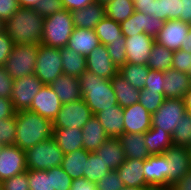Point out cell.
Wrapping results in <instances>:
<instances>
[{
    "label": "cell",
    "instance_id": "obj_10",
    "mask_svg": "<svg viewBox=\"0 0 191 190\" xmlns=\"http://www.w3.org/2000/svg\"><path fill=\"white\" fill-rule=\"evenodd\" d=\"M43 85L35 74L15 79L10 96L14 110H28Z\"/></svg>",
    "mask_w": 191,
    "mask_h": 190
},
{
    "label": "cell",
    "instance_id": "obj_43",
    "mask_svg": "<svg viewBox=\"0 0 191 190\" xmlns=\"http://www.w3.org/2000/svg\"><path fill=\"white\" fill-rule=\"evenodd\" d=\"M16 131V113L12 117L0 119V144L15 145Z\"/></svg>",
    "mask_w": 191,
    "mask_h": 190
},
{
    "label": "cell",
    "instance_id": "obj_53",
    "mask_svg": "<svg viewBox=\"0 0 191 190\" xmlns=\"http://www.w3.org/2000/svg\"><path fill=\"white\" fill-rule=\"evenodd\" d=\"M19 8L16 0H0V19L6 22Z\"/></svg>",
    "mask_w": 191,
    "mask_h": 190
},
{
    "label": "cell",
    "instance_id": "obj_1",
    "mask_svg": "<svg viewBox=\"0 0 191 190\" xmlns=\"http://www.w3.org/2000/svg\"><path fill=\"white\" fill-rule=\"evenodd\" d=\"M44 17L34 9L19 8L6 22L13 44H42Z\"/></svg>",
    "mask_w": 191,
    "mask_h": 190
},
{
    "label": "cell",
    "instance_id": "obj_30",
    "mask_svg": "<svg viewBox=\"0 0 191 190\" xmlns=\"http://www.w3.org/2000/svg\"><path fill=\"white\" fill-rule=\"evenodd\" d=\"M89 153L90 151H86L84 148H82L64 154V159L61 163V168L72 179H78L80 177H84V172H86V163L88 160Z\"/></svg>",
    "mask_w": 191,
    "mask_h": 190
},
{
    "label": "cell",
    "instance_id": "obj_32",
    "mask_svg": "<svg viewBox=\"0 0 191 190\" xmlns=\"http://www.w3.org/2000/svg\"><path fill=\"white\" fill-rule=\"evenodd\" d=\"M63 74L79 78L86 71V57L65 46L60 48Z\"/></svg>",
    "mask_w": 191,
    "mask_h": 190
},
{
    "label": "cell",
    "instance_id": "obj_57",
    "mask_svg": "<svg viewBox=\"0 0 191 190\" xmlns=\"http://www.w3.org/2000/svg\"><path fill=\"white\" fill-rule=\"evenodd\" d=\"M70 190H97L96 184L87 180L85 177L72 180Z\"/></svg>",
    "mask_w": 191,
    "mask_h": 190
},
{
    "label": "cell",
    "instance_id": "obj_7",
    "mask_svg": "<svg viewBox=\"0 0 191 190\" xmlns=\"http://www.w3.org/2000/svg\"><path fill=\"white\" fill-rule=\"evenodd\" d=\"M63 74L60 49L39 44L35 75L44 84L50 85Z\"/></svg>",
    "mask_w": 191,
    "mask_h": 190
},
{
    "label": "cell",
    "instance_id": "obj_17",
    "mask_svg": "<svg viewBox=\"0 0 191 190\" xmlns=\"http://www.w3.org/2000/svg\"><path fill=\"white\" fill-rule=\"evenodd\" d=\"M127 63L146 65L155 39L145 33L125 37Z\"/></svg>",
    "mask_w": 191,
    "mask_h": 190
},
{
    "label": "cell",
    "instance_id": "obj_14",
    "mask_svg": "<svg viewBox=\"0 0 191 190\" xmlns=\"http://www.w3.org/2000/svg\"><path fill=\"white\" fill-rule=\"evenodd\" d=\"M190 28L191 24L181 20H168L164 23L155 41L165 46L167 49L173 51L179 50Z\"/></svg>",
    "mask_w": 191,
    "mask_h": 190
},
{
    "label": "cell",
    "instance_id": "obj_37",
    "mask_svg": "<svg viewBox=\"0 0 191 190\" xmlns=\"http://www.w3.org/2000/svg\"><path fill=\"white\" fill-rule=\"evenodd\" d=\"M104 7L106 17L120 24L135 12L133 0H110Z\"/></svg>",
    "mask_w": 191,
    "mask_h": 190
},
{
    "label": "cell",
    "instance_id": "obj_48",
    "mask_svg": "<svg viewBox=\"0 0 191 190\" xmlns=\"http://www.w3.org/2000/svg\"><path fill=\"white\" fill-rule=\"evenodd\" d=\"M3 190H30L27 171L8 178L0 183Z\"/></svg>",
    "mask_w": 191,
    "mask_h": 190
},
{
    "label": "cell",
    "instance_id": "obj_4",
    "mask_svg": "<svg viewBox=\"0 0 191 190\" xmlns=\"http://www.w3.org/2000/svg\"><path fill=\"white\" fill-rule=\"evenodd\" d=\"M73 30L72 14L66 9L44 17L42 44L63 48L68 45Z\"/></svg>",
    "mask_w": 191,
    "mask_h": 190
},
{
    "label": "cell",
    "instance_id": "obj_45",
    "mask_svg": "<svg viewBox=\"0 0 191 190\" xmlns=\"http://www.w3.org/2000/svg\"><path fill=\"white\" fill-rule=\"evenodd\" d=\"M97 190H121L124 187L122 180L116 170H112L105 174L96 183Z\"/></svg>",
    "mask_w": 191,
    "mask_h": 190
},
{
    "label": "cell",
    "instance_id": "obj_39",
    "mask_svg": "<svg viewBox=\"0 0 191 190\" xmlns=\"http://www.w3.org/2000/svg\"><path fill=\"white\" fill-rule=\"evenodd\" d=\"M110 171V168L105 166V162L102 160L101 156L97 155L95 152L89 153L86 163V172H84V177L87 180L96 183Z\"/></svg>",
    "mask_w": 191,
    "mask_h": 190
},
{
    "label": "cell",
    "instance_id": "obj_26",
    "mask_svg": "<svg viewBox=\"0 0 191 190\" xmlns=\"http://www.w3.org/2000/svg\"><path fill=\"white\" fill-rule=\"evenodd\" d=\"M95 153L101 156L105 166L110 170H117L126 160V156L118 138H108Z\"/></svg>",
    "mask_w": 191,
    "mask_h": 190
},
{
    "label": "cell",
    "instance_id": "obj_44",
    "mask_svg": "<svg viewBox=\"0 0 191 190\" xmlns=\"http://www.w3.org/2000/svg\"><path fill=\"white\" fill-rule=\"evenodd\" d=\"M106 48L111 60L117 68L127 63L125 41L112 42V44L106 45Z\"/></svg>",
    "mask_w": 191,
    "mask_h": 190
},
{
    "label": "cell",
    "instance_id": "obj_29",
    "mask_svg": "<svg viewBox=\"0 0 191 190\" xmlns=\"http://www.w3.org/2000/svg\"><path fill=\"white\" fill-rule=\"evenodd\" d=\"M82 134L83 148L90 152H95L109 138L95 115L83 126Z\"/></svg>",
    "mask_w": 191,
    "mask_h": 190
},
{
    "label": "cell",
    "instance_id": "obj_18",
    "mask_svg": "<svg viewBox=\"0 0 191 190\" xmlns=\"http://www.w3.org/2000/svg\"><path fill=\"white\" fill-rule=\"evenodd\" d=\"M123 116L124 133L145 134L151 128L152 115L140 103L124 107Z\"/></svg>",
    "mask_w": 191,
    "mask_h": 190
},
{
    "label": "cell",
    "instance_id": "obj_25",
    "mask_svg": "<svg viewBox=\"0 0 191 190\" xmlns=\"http://www.w3.org/2000/svg\"><path fill=\"white\" fill-rule=\"evenodd\" d=\"M99 45L100 42L94 29L74 28L67 47L87 57Z\"/></svg>",
    "mask_w": 191,
    "mask_h": 190
},
{
    "label": "cell",
    "instance_id": "obj_64",
    "mask_svg": "<svg viewBox=\"0 0 191 190\" xmlns=\"http://www.w3.org/2000/svg\"><path fill=\"white\" fill-rule=\"evenodd\" d=\"M121 190H147V187H127V186H124Z\"/></svg>",
    "mask_w": 191,
    "mask_h": 190
},
{
    "label": "cell",
    "instance_id": "obj_62",
    "mask_svg": "<svg viewBox=\"0 0 191 190\" xmlns=\"http://www.w3.org/2000/svg\"><path fill=\"white\" fill-rule=\"evenodd\" d=\"M185 41L182 43L181 50L191 53V28L189 33L184 39Z\"/></svg>",
    "mask_w": 191,
    "mask_h": 190
},
{
    "label": "cell",
    "instance_id": "obj_5",
    "mask_svg": "<svg viewBox=\"0 0 191 190\" xmlns=\"http://www.w3.org/2000/svg\"><path fill=\"white\" fill-rule=\"evenodd\" d=\"M28 170H50L61 166L64 154L53 137L25 151Z\"/></svg>",
    "mask_w": 191,
    "mask_h": 190
},
{
    "label": "cell",
    "instance_id": "obj_54",
    "mask_svg": "<svg viewBox=\"0 0 191 190\" xmlns=\"http://www.w3.org/2000/svg\"><path fill=\"white\" fill-rule=\"evenodd\" d=\"M15 113L11 99L0 97V119L12 117Z\"/></svg>",
    "mask_w": 191,
    "mask_h": 190
},
{
    "label": "cell",
    "instance_id": "obj_21",
    "mask_svg": "<svg viewBox=\"0 0 191 190\" xmlns=\"http://www.w3.org/2000/svg\"><path fill=\"white\" fill-rule=\"evenodd\" d=\"M124 108L118 104L95 114V117L103 126L106 135L110 138H118L124 134Z\"/></svg>",
    "mask_w": 191,
    "mask_h": 190
},
{
    "label": "cell",
    "instance_id": "obj_51",
    "mask_svg": "<svg viewBox=\"0 0 191 190\" xmlns=\"http://www.w3.org/2000/svg\"><path fill=\"white\" fill-rule=\"evenodd\" d=\"M14 46L12 39L5 31L0 34V67H3L9 58L12 47Z\"/></svg>",
    "mask_w": 191,
    "mask_h": 190
},
{
    "label": "cell",
    "instance_id": "obj_16",
    "mask_svg": "<svg viewBox=\"0 0 191 190\" xmlns=\"http://www.w3.org/2000/svg\"><path fill=\"white\" fill-rule=\"evenodd\" d=\"M62 105V102L51 87L49 85H43L40 91L35 95L28 110L53 122L57 113L62 108Z\"/></svg>",
    "mask_w": 191,
    "mask_h": 190
},
{
    "label": "cell",
    "instance_id": "obj_66",
    "mask_svg": "<svg viewBox=\"0 0 191 190\" xmlns=\"http://www.w3.org/2000/svg\"><path fill=\"white\" fill-rule=\"evenodd\" d=\"M108 1H110V0H96V2H99V3H102V4H105Z\"/></svg>",
    "mask_w": 191,
    "mask_h": 190
},
{
    "label": "cell",
    "instance_id": "obj_40",
    "mask_svg": "<svg viewBox=\"0 0 191 190\" xmlns=\"http://www.w3.org/2000/svg\"><path fill=\"white\" fill-rule=\"evenodd\" d=\"M173 145L191 146V113L186 112L172 133Z\"/></svg>",
    "mask_w": 191,
    "mask_h": 190
},
{
    "label": "cell",
    "instance_id": "obj_28",
    "mask_svg": "<svg viewBox=\"0 0 191 190\" xmlns=\"http://www.w3.org/2000/svg\"><path fill=\"white\" fill-rule=\"evenodd\" d=\"M53 138L59 145L63 154L83 148L82 129L79 128H53Z\"/></svg>",
    "mask_w": 191,
    "mask_h": 190
},
{
    "label": "cell",
    "instance_id": "obj_52",
    "mask_svg": "<svg viewBox=\"0 0 191 190\" xmlns=\"http://www.w3.org/2000/svg\"><path fill=\"white\" fill-rule=\"evenodd\" d=\"M14 79L5 71L4 67H0V97L9 98L13 89Z\"/></svg>",
    "mask_w": 191,
    "mask_h": 190
},
{
    "label": "cell",
    "instance_id": "obj_23",
    "mask_svg": "<svg viewBox=\"0 0 191 190\" xmlns=\"http://www.w3.org/2000/svg\"><path fill=\"white\" fill-rule=\"evenodd\" d=\"M62 104L78 101L82 98L79 78L62 74L50 85Z\"/></svg>",
    "mask_w": 191,
    "mask_h": 190
},
{
    "label": "cell",
    "instance_id": "obj_49",
    "mask_svg": "<svg viewBox=\"0 0 191 190\" xmlns=\"http://www.w3.org/2000/svg\"><path fill=\"white\" fill-rule=\"evenodd\" d=\"M63 9L62 0H41L34 10L41 16L47 17Z\"/></svg>",
    "mask_w": 191,
    "mask_h": 190
},
{
    "label": "cell",
    "instance_id": "obj_55",
    "mask_svg": "<svg viewBox=\"0 0 191 190\" xmlns=\"http://www.w3.org/2000/svg\"><path fill=\"white\" fill-rule=\"evenodd\" d=\"M135 11L153 16L154 0H133Z\"/></svg>",
    "mask_w": 191,
    "mask_h": 190
},
{
    "label": "cell",
    "instance_id": "obj_50",
    "mask_svg": "<svg viewBox=\"0 0 191 190\" xmlns=\"http://www.w3.org/2000/svg\"><path fill=\"white\" fill-rule=\"evenodd\" d=\"M164 72L163 71H156V70H149L147 80L145 81L144 88L158 93H163L164 87Z\"/></svg>",
    "mask_w": 191,
    "mask_h": 190
},
{
    "label": "cell",
    "instance_id": "obj_33",
    "mask_svg": "<svg viewBox=\"0 0 191 190\" xmlns=\"http://www.w3.org/2000/svg\"><path fill=\"white\" fill-rule=\"evenodd\" d=\"M144 142L151 155L163 154L173 145L171 134L161 128L153 127L144 134Z\"/></svg>",
    "mask_w": 191,
    "mask_h": 190
},
{
    "label": "cell",
    "instance_id": "obj_60",
    "mask_svg": "<svg viewBox=\"0 0 191 190\" xmlns=\"http://www.w3.org/2000/svg\"><path fill=\"white\" fill-rule=\"evenodd\" d=\"M20 8L34 9L41 0H16Z\"/></svg>",
    "mask_w": 191,
    "mask_h": 190
},
{
    "label": "cell",
    "instance_id": "obj_13",
    "mask_svg": "<svg viewBox=\"0 0 191 190\" xmlns=\"http://www.w3.org/2000/svg\"><path fill=\"white\" fill-rule=\"evenodd\" d=\"M27 171L26 153L16 145L4 146L0 151V183Z\"/></svg>",
    "mask_w": 191,
    "mask_h": 190
},
{
    "label": "cell",
    "instance_id": "obj_46",
    "mask_svg": "<svg viewBox=\"0 0 191 190\" xmlns=\"http://www.w3.org/2000/svg\"><path fill=\"white\" fill-rule=\"evenodd\" d=\"M72 180L61 166L52 168V190H70Z\"/></svg>",
    "mask_w": 191,
    "mask_h": 190
},
{
    "label": "cell",
    "instance_id": "obj_56",
    "mask_svg": "<svg viewBox=\"0 0 191 190\" xmlns=\"http://www.w3.org/2000/svg\"><path fill=\"white\" fill-rule=\"evenodd\" d=\"M94 2H96V0H62L63 9H66L70 12L85 8L88 4Z\"/></svg>",
    "mask_w": 191,
    "mask_h": 190
},
{
    "label": "cell",
    "instance_id": "obj_35",
    "mask_svg": "<svg viewBox=\"0 0 191 190\" xmlns=\"http://www.w3.org/2000/svg\"><path fill=\"white\" fill-rule=\"evenodd\" d=\"M173 52L155 41L146 65L151 70L166 72L172 68Z\"/></svg>",
    "mask_w": 191,
    "mask_h": 190
},
{
    "label": "cell",
    "instance_id": "obj_12",
    "mask_svg": "<svg viewBox=\"0 0 191 190\" xmlns=\"http://www.w3.org/2000/svg\"><path fill=\"white\" fill-rule=\"evenodd\" d=\"M164 23L165 21L155 16L135 11L127 20L121 23V31L124 37H132L139 33H145L155 39L163 28Z\"/></svg>",
    "mask_w": 191,
    "mask_h": 190
},
{
    "label": "cell",
    "instance_id": "obj_22",
    "mask_svg": "<svg viewBox=\"0 0 191 190\" xmlns=\"http://www.w3.org/2000/svg\"><path fill=\"white\" fill-rule=\"evenodd\" d=\"M74 28L94 29L106 16L104 4L94 2L85 8L71 11Z\"/></svg>",
    "mask_w": 191,
    "mask_h": 190
},
{
    "label": "cell",
    "instance_id": "obj_63",
    "mask_svg": "<svg viewBox=\"0 0 191 190\" xmlns=\"http://www.w3.org/2000/svg\"><path fill=\"white\" fill-rule=\"evenodd\" d=\"M147 190H173L171 185L168 186H148Z\"/></svg>",
    "mask_w": 191,
    "mask_h": 190
},
{
    "label": "cell",
    "instance_id": "obj_31",
    "mask_svg": "<svg viewBox=\"0 0 191 190\" xmlns=\"http://www.w3.org/2000/svg\"><path fill=\"white\" fill-rule=\"evenodd\" d=\"M110 82L119 106L124 108L139 102L140 89L131 86L121 75L117 73Z\"/></svg>",
    "mask_w": 191,
    "mask_h": 190
},
{
    "label": "cell",
    "instance_id": "obj_59",
    "mask_svg": "<svg viewBox=\"0 0 191 190\" xmlns=\"http://www.w3.org/2000/svg\"><path fill=\"white\" fill-rule=\"evenodd\" d=\"M173 190H191V173L186 177H183L179 181H176L172 185Z\"/></svg>",
    "mask_w": 191,
    "mask_h": 190
},
{
    "label": "cell",
    "instance_id": "obj_27",
    "mask_svg": "<svg viewBox=\"0 0 191 190\" xmlns=\"http://www.w3.org/2000/svg\"><path fill=\"white\" fill-rule=\"evenodd\" d=\"M118 139L121 142L126 158L145 160L151 156L144 142V134L124 133Z\"/></svg>",
    "mask_w": 191,
    "mask_h": 190
},
{
    "label": "cell",
    "instance_id": "obj_9",
    "mask_svg": "<svg viewBox=\"0 0 191 190\" xmlns=\"http://www.w3.org/2000/svg\"><path fill=\"white\" fill-rule=\"evenodd\" d=\"M93 116L90 108L85 101L81 98L78 101L66 103L57 113L53 120V128H79L90 120Z\"/></svg>",
    "mask_w": 191,
    "mask_h": 190
},
{
    "label": "cell",
    "instance_id": "obj_61",
    "mask_svg": "<svg viewBox=\"0 0 191 190\" xmlns=\"http://www.w3.org/2000/svg\"><path fill=\"white\" fill-rule=\"evenodd\" d=\"M183 103L186 109V112L191 113V87L183 96Z\"/></svg>",
    "mask_w": 191,
    "mask_h": 190
},
{
    "label": "cell",
    "instance_id": "obj_6",
    "mask_svg": "<svg viewBox=\"0 0 191 190\" xmlns=\"http://www.w3.org/2000/svg\"><path fill=\"white\" fill-rule=\"evenodd\" d=\"M38 44H15L4 64L5 71L11 78L18 79L35 74Z\"/></svg>",
    "mask_w": 191,
    "mask_h": 190
},
{
    "label": "cell",
    "instance_id": "obj_19",
    "mask_svg": "<svg viewBox=\"0 0 191 190\" xmlns=\"http://www.w3.org/2000/svg\"><path fill=\"white\" fill-rule=\"evenodd\" d=\"M167 161L166 155H151L144 160L143 171L145 182L149 186H167Z\"/></svg>",
    "mask_w": 191,
    "mask_h": 190
},
{
    "label": "cell",
    "instance_id": "obj_67",
    "mask_svg": "<svg viewBox=\"0 0 191 190\" xmlns=\"http://www.w3.org/2000/svg\"><path fill=\"white\" fill-rule=\"evenodd\" d=\"M190 152V160H191V146L188 147Z\"/></svg>",
    "mask_w": 191,
    "mask_h": 190
},
{
    "label": "cell",
    "instance_id": "obj_58",
    "mask_svg": "<svg viewBox=\"0 0 191 190\" xmlns=\"http://www.w3.org/2000/svg\"><path fill=\"white\" fill-rule=\"evenodd\" d=\"M181 1V21L191 24V0Z\"/></svg>",
    "mask_w": 191,
    "mask_h": 190
},
{
    "label": "cell",
    "instance_id": "obj_11",
    "mask_svg": "<svg viewBox=\"0 0 191 190\" xmlns=\"http://www.w3.org/2000/svg\"><path fill=\"white\" fill-rule=\"evenodd\" d=\"M164 154L167 165V186L173 185L191 173V160L189 148L186 146L172 145Z\"/></svg>",
    "mask_w": 191,
    "mask_h": 190
},
{
    "label": "cell",
    "instance_id": "obj_41",
    "mask_svg": "<svg viewBox=\"0 0 191 190\" xmlns=\"http://www.w3.org/2000/svg\"><path fill=\"white\" fill-rule=\"evenodd\" d=\"M30 190H52V169L28 170Z\"/></svg>",
    "mask_w": 191,
    "mask_h": 190
},
{
    "label": "cell",
    "instance_id": "obj_24",
    "mask_svg": "<svg viewBox=\"0 0 191 190\" xmlns=\"http://www.w3.org/2000/svg\"><path fill=\"white\" fill-rule=\"evenodd\" d=\"M144 160L128 159L116 170L124 186L148 187L144 176Z\"/></svg>",
    "mask_w": 191,
    "mask_h": 190
},
{
    "label": "cell",
    "instance_id": "obj_15",
    "mask_svg": "<svg viewBox=\"0 0 191 190\" xmlns=\"http://www.w3.org/2000/svg\"><path fill=\"white\" fill-rule=\"evenodd\" d=\"M86 70L108 80L118 73V68L111 60L106 46L102 44L86 57Z\"/></svg>",
    "mask_w": 191,
    "mask_h": 190
},
{
    "label": "cell",
    "instance_id": "obj_36",
    "mask_svg": "<svg viewBox=\"0 0 191 190\" xmlns=\"http://www.w3.org/2000/svg\"><path fill=\"white\" fill-rule=\"evenodd\" d=\"M150 68L147 65L126 63L118 68L121 75L131 86L144 89Z\"/></svg>",
    "mask_w": 191,
    "mask_h": 190
},
{
    "label": "cell",
    "instance_id": "obj_20",
    "mask_svg": "<svg viewBox=\"0 0 191 190\" xmlns=\"http://www.w3.org/2000/svg\"><path fill=\"white\" fill-rule=\"evenodd\" d=\"M163 93L165 98L182 99L191 87L190 76L175 69L164 72Z\"/></svg>",
    "mask_w": 191,
    "mask_h": 190
},
{
    "label": "cell",
    "instance_id": "obj_2",
    "mask_svg": "<svg viewBox=\"0 0 191 190\" xmlns=\"http://www.w3.org/2000/svg\"><path fill=\"white\" fill-rule=\"evenodd\" d=\"M15 145L26 151L42 141L53 137V123L30 110L16 112Z\"/></svg>",
    "mask_w": 191,
    "mask_h": 190
},
{
    "label": "cell",
    "instance_id": "obj_8",
    "mask_svg": "<svg viewBox=\"0 0 191 190\" xmlns=\"http://www.w3.org/2000/svg\"><path fill=\"white\" fill-rule=\"evenodd\" d=\"M185 113L183 99L165 98L160 108L152 114L151 127L161 128L172 135Z\"/></svg>",
    "mask_w": 191,
    "mask_h": 190
},
{
    "label": "cell",
    "instance_id": "obj_34",
    "mask_svg": "<svg viewBox=\"0 0 191 190\" xmlns=\"http://www.w3.org/2000/svg\"><path fill=\"white\" fill-rule=\"evenodd\" d=\"M94 30L102 45L106 46L115 41H125L121 24L106 16L96 25Z\"/></svg>",
    "mask_w": 191,
    "mask_h": 190
},
{
    "label": "cell",
    "instance_id": "obj_38",
    "mask_svg": "<svg viewBox=\"0 0 191 190\" xmlns=\"http://www.w3.org/2000/svg\"><path fill=\"white\" fill-rule=\"evenodd\" d=\"M181 0H154L153 16L162 21L181 20Z\"/></svg>",
    "mask_w": 191,
    "mask_h": 190
},
{
    "label": "cell",
    "instance_id": "obj_42",
    "mask_svg": "<svg viewBox=\"0 0 191 190\" xmlns=\"http://www.w3.org/2000/svg\"><path fill=\"white\" fill-rule=\"evenodd\" d=\"M164 100V93L153 92L144 88L140 90L138 103L152 115L160 108Z\"/></svg>",
    "mask_w": 191,
    "mask_h": 190
},
{
    "label": "cell",
    "instance_id": "obj_47",
    "mask_svg": "<svg viewBox=\"0 0 191 190\" xmlns=\"http://www.w3.org/2000/svg\"><path fill=\"white\" fill-rule=\"evenodd\" d=\"M172 69L190 74L191 72V53L181 49L173 52Z\"/></svg>",
    "mask_w": 191,
    "mask_h": 190
},
{
    "label": "cell",
    "instance_id": "obj_3",
    "mask_svg": "<svg viewBox=\"0 0 191 190\" xmlns=\"http://www.w3.org/2000/svg\"><path fill=\"white\" fill-rule=\"evenodd\" d=\"M82 99L93 115L118 104L110 80L86 70L80 77Z\"/></svg>",
    "mask_w": 191,
    "mask_h": 190
},
{
    "label": "cell",
    "instance_id": "obj_65",
    "mask_svg": "<svg viewBox=\"0 0 191 190\" xmlns=\"http://www.w3.org/2000/svg\"><path fill=\"white\" fill-rule=\"evenodd\" d=\"M5 32V22L0 19V34Z\"/></svg>",
    "mask_w": 191,
    "mask_h": 190
}]
</instances>
